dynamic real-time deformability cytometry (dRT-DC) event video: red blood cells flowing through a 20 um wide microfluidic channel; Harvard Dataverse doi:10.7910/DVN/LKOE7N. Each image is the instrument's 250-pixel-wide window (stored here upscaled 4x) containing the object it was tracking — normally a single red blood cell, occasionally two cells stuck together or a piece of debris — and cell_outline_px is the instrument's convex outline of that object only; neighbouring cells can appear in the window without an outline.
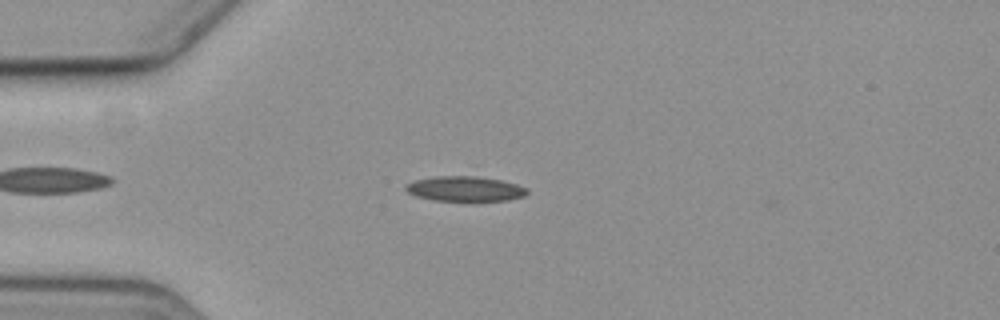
{"species": "common noctule bat (a hibernating species)", "species_latin": "Nyctalus noctula", "temperature_condition": "cold", "stored_images_in_passage": 15, "camera_frame_rate_fps": 3000, "um_per_image_px": 0.085, "animal": {"sex": "female", "body_mass_g": 19.3, "forearm_length_mm": 54.1}, "frame": {"image": 1, "passage_image": 4, "time_ms": 4.333, "image_size_px": [1000, 320], "cell_outline_px": [[528, 192], [524, 196], [508, 200], [432, 200], [416, 196], [408, 192], [404, 188], [404, 184], [416, 180], [436, 176], [476, 176], [500, 180], [516, 184], [528, 188]], "centroid_in_image_um": [39.5, 16.04], "position_along_channel_um": 45.5, "area_um2": 17.51}}
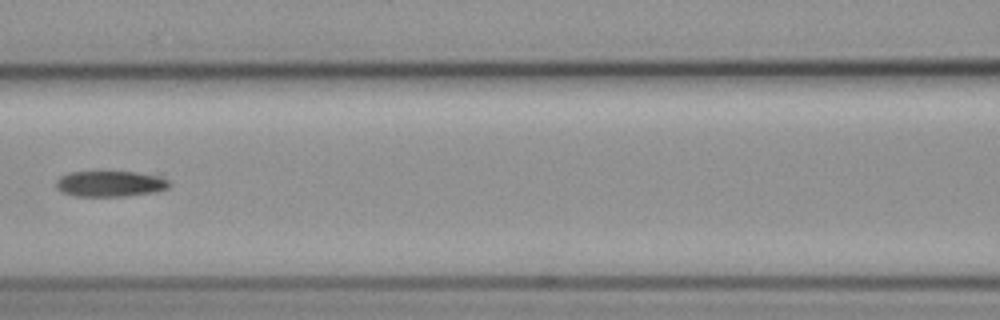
{"frame": {"image": 2, "passage_image": 7, "time_ms": 8.0, "image_size_px": [1000, 320], "cell_outline_px": [[172, 184], [168, 188], [156, 192], [124, 196], [76, 196], [60, 192], [56, 188], [56, 180], [60, 176], [68, 172], [164, 172]], "centroid_in_image_um": [9.51, 15.59], "position_along_channel_um": 157.1, "area_um2": 17.8}}
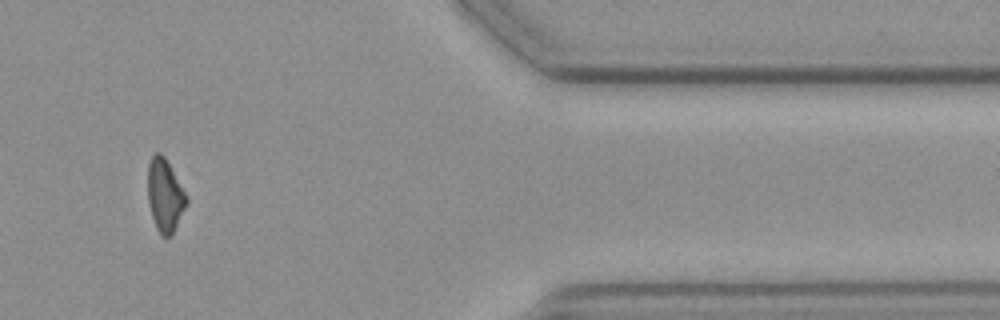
{"frame": {"image": 3, "passage_image": 13, "time_ms": 15.667, "image_size_px": [1000, 320], "cell_outline_px": [[188, 200], [172, 236], [160, 236], [156, 228], [152, 216], [148, 200], [148, 164], [152, 156], [156, 152], [160, 152], [164, 156], [184, 192]], "centroid_in_image_um": [13.99, 16.63], "position_along_channel_um": 397.4, "area_um2": 16.07}, "authors_computed_cell_mechanics": {"area_um2": 18.1492, "velocity_mm_per_s": 3.5912, "shape_relaxation_time_tau1_ms": 10.111, "shape_relaxation_time_tau2_ms": null, "deformation_change_tau1": 0.1057, "deformation_change_tau2": null}}